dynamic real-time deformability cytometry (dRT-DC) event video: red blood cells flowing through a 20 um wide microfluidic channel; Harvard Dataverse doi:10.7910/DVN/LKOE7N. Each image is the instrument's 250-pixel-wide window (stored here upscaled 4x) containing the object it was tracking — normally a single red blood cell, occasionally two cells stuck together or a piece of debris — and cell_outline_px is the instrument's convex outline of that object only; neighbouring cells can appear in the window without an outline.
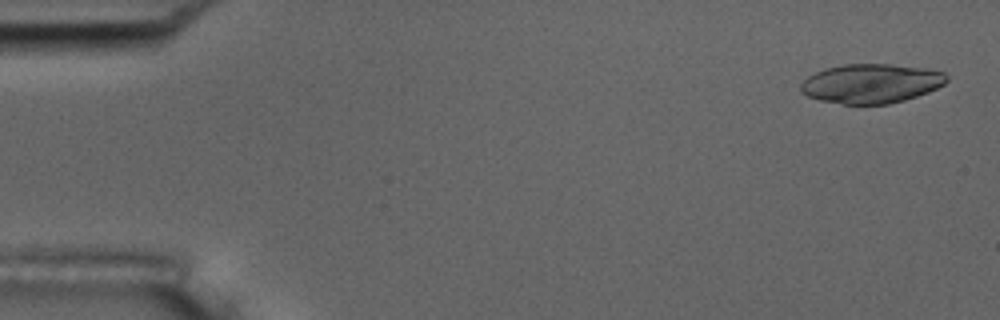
{"species": "common noctule bat (a hibernating species)", "species_latin": "Nyctalus noctula", "temperature_condition": "room temperature", "stored_images_in_passage": 53, "camera_frame_rate_fps": 3000, "um_per_image_px": 0.085, "animal": {"sex": "male", "body_mass_g": 17.5, "forearm_length_mm": 52.3}, "frame": {"image": 1, "passage_image": 2, "time_ms": 0.333, "image_size_px": [1000, 320], "cell_outline_px": [[948, 80], [944, 84], [928, 92], [904, 100], [888, 104], [844, 104], [820, 100], [808, 96], [800, 92], [800, 84], [808, 76], [816, 72], [828, 68], [844, 64], [888, 64], [924, 68], [944, 72], [948, 76]], "centroid_in_image_um": [74.04, 7.1], "position_along_channel_um": 11.0, "area_um2": 33.29}}